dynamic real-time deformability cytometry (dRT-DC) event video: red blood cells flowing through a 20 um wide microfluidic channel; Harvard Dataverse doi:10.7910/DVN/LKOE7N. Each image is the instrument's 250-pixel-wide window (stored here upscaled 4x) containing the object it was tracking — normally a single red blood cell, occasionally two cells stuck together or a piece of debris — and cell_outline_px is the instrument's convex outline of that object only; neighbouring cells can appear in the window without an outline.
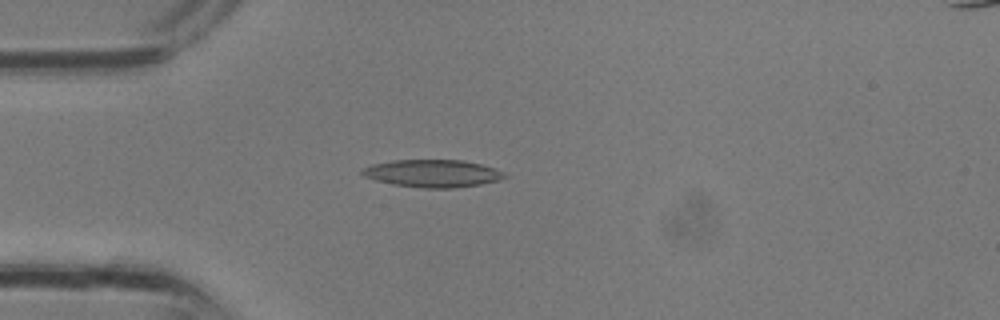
{"species": "common noctule bat (a hibernating species)", "species_latin": "Nyctalus noctula", "temperature_condition": "room temperature", "stored_images_in_passage": 13, "camera_frame_rate_fps": 3000, "um_per_image_px": 0.085, "animal": {"sex": "male", "body_mass_g": 13.3}, "frame": {"image": 1, "passage_image": 8, "time_ms": 2.333, "image_size_px": [1000, 320], "cell_outline_px": [[508, 176], [496, 180], [480, 184], [452, 188], [424, 188], [396, 184], [376, 180], [364, 176], [360, 172], [360, 168], [372, 164], [392, 160], [460, 160], [480, 164], [496, 168], [504, 172]], "centroid_in_image_um": [36.75, 14.73], "position_along_channel_um": 48.3, "area_um2": 22.66}}
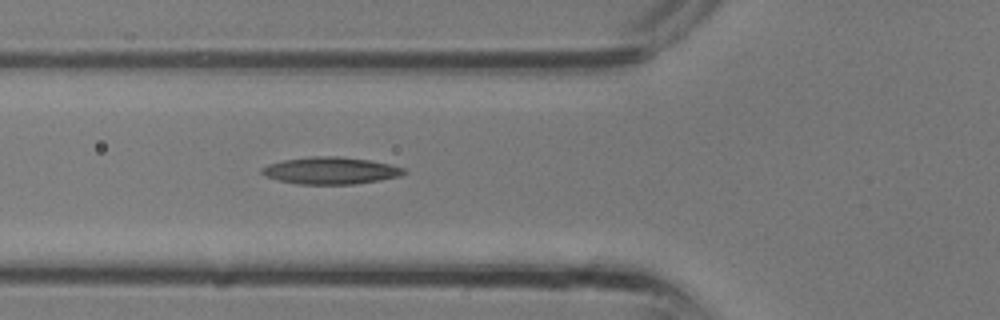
{"frame": {"image": 2, "passage_image": 11, "time_ms": 3.333, "image_size_px": [1000, 320], "cell_outline_px": [[408, 172], [400, 176], [380, 180], [352, 184], [296, 184], [264, 176], [260, 172], [260, 168], [268, 164], [284, 160], [312, 156], [340, 156], [372, 160], [404, 168]], "centroid_in_image_um": [28.1, 14.49], "position_along_channel_um": 97.7, "area_um2": 22.48}}
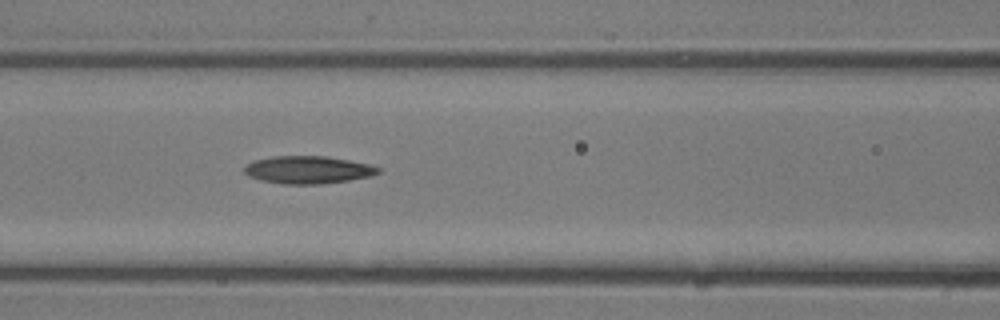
{"frame": {"image": 3, "passage_image": 13, "time_ms": 4.0, "image_size_px": [1000, 320], "cell_outline_px": [[380, 172], [372, 176], [348, 180], [320, 184], [280, 184], [260, 180], [248, 176], [244, 172], [244, 168], [252, 160], [272, 156], [328, 156], [372, 164], [380, 168]], "centroid_in_image_um": [26.18, 14.43], "position_along_channel_um": 140.4, "area_um2": 21.79}}